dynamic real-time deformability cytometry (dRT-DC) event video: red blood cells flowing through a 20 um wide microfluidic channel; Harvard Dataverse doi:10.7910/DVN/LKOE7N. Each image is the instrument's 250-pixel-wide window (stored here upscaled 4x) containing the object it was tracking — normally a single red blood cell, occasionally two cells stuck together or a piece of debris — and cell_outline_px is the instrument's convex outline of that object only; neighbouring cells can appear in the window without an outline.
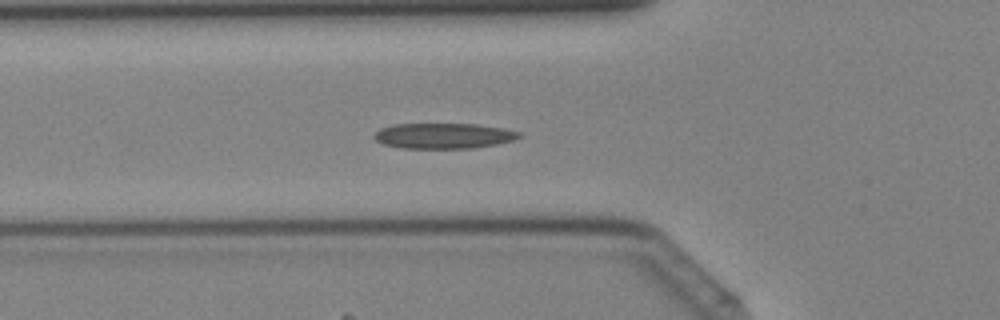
{"species": "Egyptian fruit bat (a non-hibernating species)", "species_latin": "Rousettus aegyptiacus", "temperature_condition": "cold", "stored_images_in_passage": 37, "camera_frame_rate_fps": 3000, "um_per_image_px": 0.085, "animal": {"sex": "female"}, "frame": {"image": 1, "passage_image": 10, "time_ms": 3.0, "image_size_px": [1000, 320], "cell_outline_px": [[524, 136], [512, 140], [496, 144], [472, 148], [400, 148], [384, 144], [376, 140], [372, 136], [380, 128], [392, 124], [476, 124], [504, 128], [520, 132]], "centroid_in_image_um": [37.7, 11.54], "position_along_channel_um": 88.1, "area_um2": 21.56}}
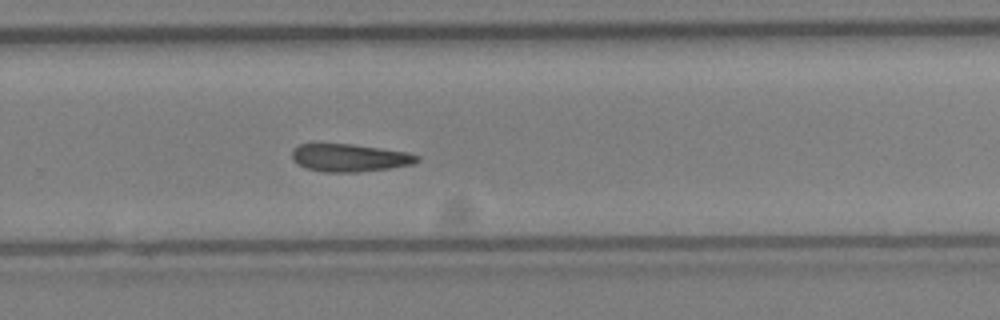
{"frame": {"image": 2, "passage_image": 23, "time_ms": 7.333, "image_size_px": [1000, 320], "cell_outline_px": [[420, 160], [412, 164], [388, 168], [360, 172], [324, 172], [304, 168], [292, 160], [292, 148], [300, 144], [352, 144], [408, 152], [420, 156]], "centroid_in_image_um": [29.7, 13.41], "position_along_channel_um": 300.1, "area_um2": 20.29}}
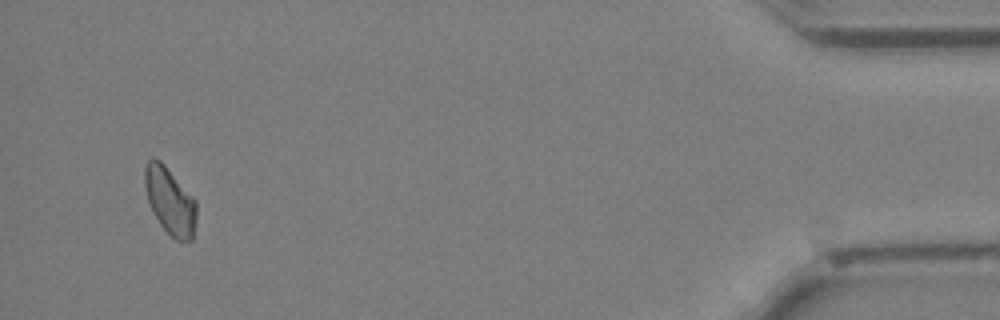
{"frame": {"image": 3, "passage_image": 35, "time_ms": 11.333, "image_size_px": [1000, 320], "cell_outline_px": [[196, 216], [192, 240], [176, 240], [160, 224], [148, 200], [144, 184], [144, 164], [152, 156], [160, 160], [164, 164], [196, 200]], "centroid_in_image_um": [14.43, 17.03], "position_along_channel_um": 420.8, "area_um2": 19.94}}